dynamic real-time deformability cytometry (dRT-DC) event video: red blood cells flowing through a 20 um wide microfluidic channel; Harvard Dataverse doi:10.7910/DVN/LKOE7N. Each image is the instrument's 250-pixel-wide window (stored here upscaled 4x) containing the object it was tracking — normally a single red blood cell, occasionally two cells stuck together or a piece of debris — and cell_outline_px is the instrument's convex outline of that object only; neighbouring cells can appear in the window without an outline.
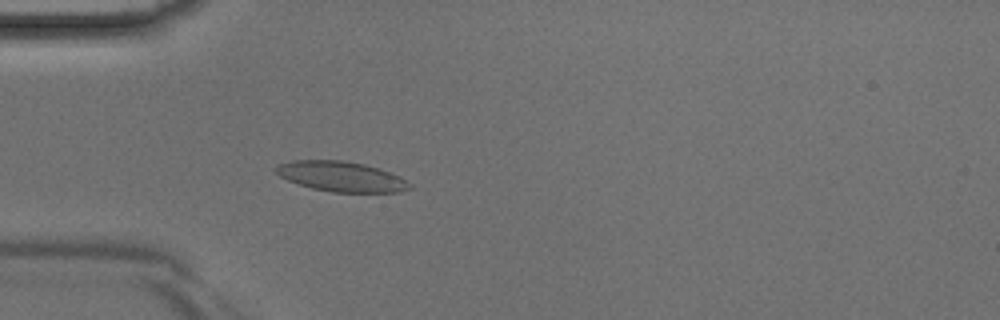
{"species": "Egyptian fruit bat (a non-hibernating species)", "species_latin": "Rousettus aegyptiacus", "temperature_condition": "room temperature", "stored_images_in_passage": 35, "camera_frame_rate_fps": 3000, "um_per_image_px": 0.085, "animal": {"sex": "male"}, "frame": {"image": 1, "passage_image": 4, "time_ms": 1.0, "image_size_px": [1000, 320], "cell_outline_px": [[412, 188], [400, 192], [332, 192], [312, 188], [288, 180], [280, 176], [276, 172], [276, 164], [292, 160], [340, 160], [364, 164], [380, 168], [400, 176], [412, 184]], "centroid_in_image_um": [29.04, 15.0], "position_along_channel_um": 56.0, "area_um2": 23.52}}
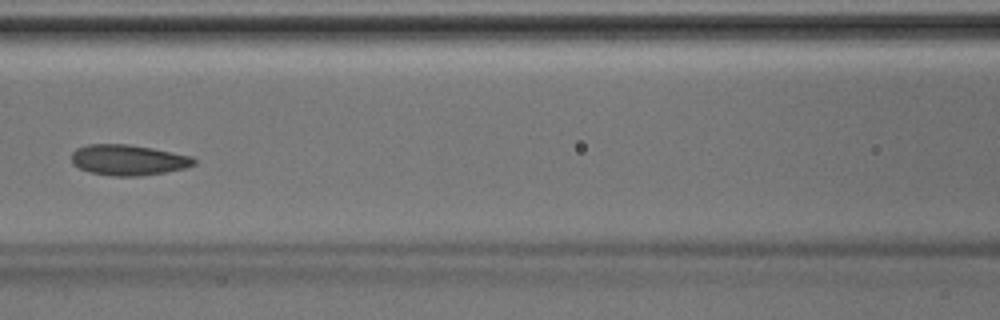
{"frame": {"image": 2, "passage_image": 11, "time_ms": 3.333, "image_size_px": [1000, 320], "cell_outline_px": [[196, 164], [184, 168], [164, 172], [140, 176], [112, 176], [92, 172], [80, 168], [72, 164], [72, 152], [76, 148], [88, 144], [128, 144], [152, 148], [192, 156], [196, 160]], "centroid_in_image_um": [10.9, 13.59], "position_along_channel_um": 155.7, "area_um2": 21.79}}
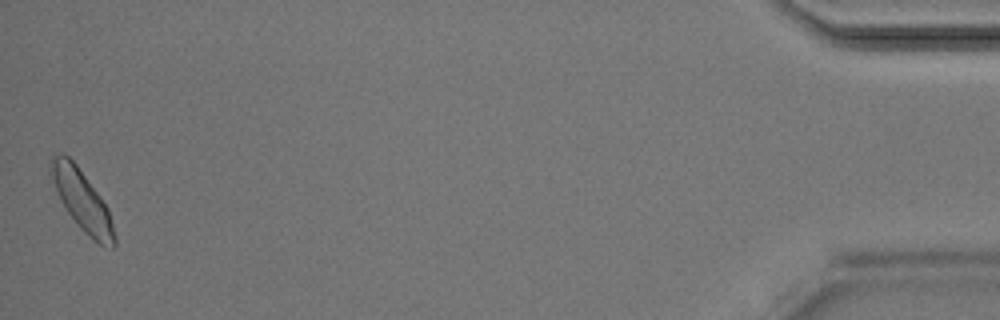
{"frame": {"image": 3, "passage_image": 35, "time_ms": 11.333, "image_size_px": [1000, 320], "cell_outline_px": [[116, 244], [112, 248], [100, 244], [92, 240], [80, 228], [68, 212], [60, 200], [48, 172], [48, 164], [52, 156], [60, 152], [64, 152], [76, 164], [108, 208], [116, 236]], "centroid_in_image_um": [6.94, 17.01], "position_along_channel_um": 428.3, "area_um2": 22.37}}